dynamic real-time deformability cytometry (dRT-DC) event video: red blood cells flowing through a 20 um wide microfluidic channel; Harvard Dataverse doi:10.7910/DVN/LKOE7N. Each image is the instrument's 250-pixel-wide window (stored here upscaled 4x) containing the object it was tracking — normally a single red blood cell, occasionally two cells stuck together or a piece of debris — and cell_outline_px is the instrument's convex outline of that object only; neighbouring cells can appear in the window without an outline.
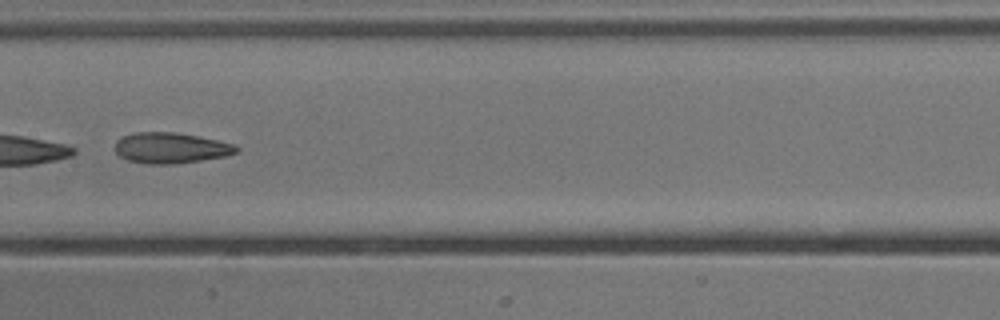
{"species": "common noctule bat (a hibernating species)", "species_latin": "Nyctalus noctula", "temperature_condition": "cold", "stored_images_in_passage": 23, "camera_frame_rate_fps": 3000, "um_per_image_px": 0.085, "animal": {"sex": "male", "body_mass_g": 13.3}, "frame": {"image": 1, "passage_image": 17, "time_ms": 5.333, "image_size_px": [1000, 320], "cell_outline_px": [[240, 148], [236, 152], [224, 156], [200, 160], [172, 164], [148, 164], [128, 160], [120, 156], [116, 152], [116, 140], [124, 136], [136, 132], [172, 132], [196, 136], [236, 144]], "centroid_in_image_um": [14.51, 12.57], "position_along_channel_um": 192.9, "area_um2": 21.44}}